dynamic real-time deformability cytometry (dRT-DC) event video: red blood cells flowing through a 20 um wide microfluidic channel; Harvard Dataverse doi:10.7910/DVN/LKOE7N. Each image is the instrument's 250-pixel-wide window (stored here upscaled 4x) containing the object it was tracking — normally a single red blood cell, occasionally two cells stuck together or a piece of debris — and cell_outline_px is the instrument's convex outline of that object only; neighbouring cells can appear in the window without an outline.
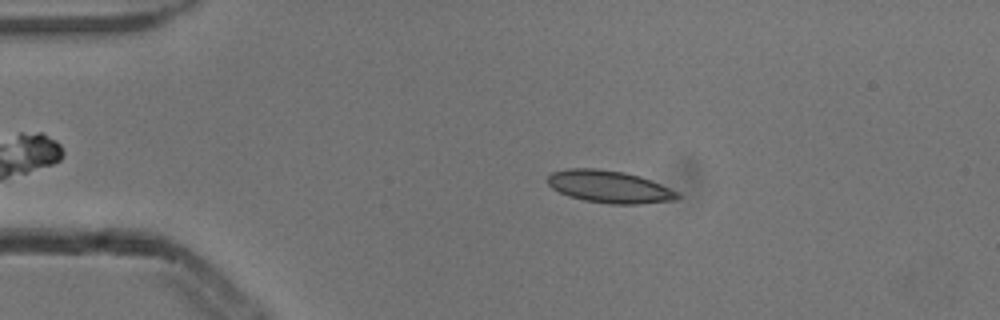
{"species": "common noctule bat (a hibernating species)", "species_latin": "Nyctalus noctula", "temperature_condition": "cold", "stored_images_in_passage": 4, "camera_frame_rate_fps": 3000, "um_per_image_px": 0.085, "animal": {"sex": "male", "body_mass_g": 13.3}, "frame": {"image": 1, "passage_image": 2, "time_ms": 0.333, "image_size_px": [1000, 320], "cell_outline_px": [[680, 196], [676, 200], [640, 204], [608, 204], [584, 200], [568, 196], [552, 188], [548, 184], [548, 176], [552, 172], [564, 168], [596, 168], [624, 172], [640, 176], [660, 184], [676, 192]], "centroid_in_image_um": [51.76, 15.87], "position_along_channel_um": 33.2, "area_um2": 24.45}}